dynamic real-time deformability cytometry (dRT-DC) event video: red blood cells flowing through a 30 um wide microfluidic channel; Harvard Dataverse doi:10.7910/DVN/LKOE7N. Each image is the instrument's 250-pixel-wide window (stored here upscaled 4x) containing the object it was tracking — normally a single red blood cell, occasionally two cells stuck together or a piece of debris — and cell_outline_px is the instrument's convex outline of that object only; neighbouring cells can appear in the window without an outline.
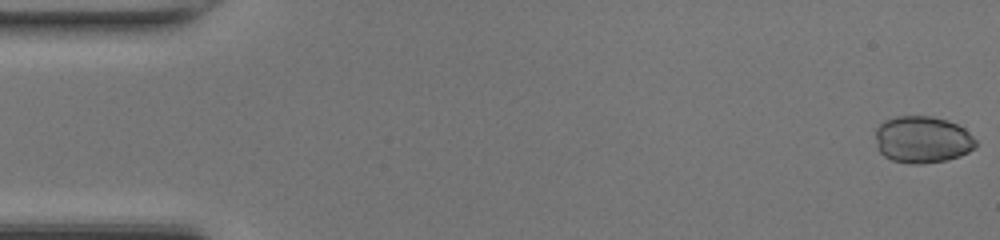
{"species": "common noctule bat (a hibernating species)", "species_latin": "Nyctalus noctula", "temperature_condition": "room temperature", "stored_images_in_passage": 48, "camera_frame_rate_fps": 3000, "um_per_image_px": 0.085, "animal": {"sex": "female", "body_mass_g": 17.0, "forearm_length_mm": 48.0}, "frame": {"image": 1, "passage_image": 1, "time_ms": 0.0, "image_size_px": [1000, 240], "cell_outline_px": [[976, 148], [960, 156], [944, 160], [920, 164], [912, 164], [892, 160], [884, 156], [876, 148], [876, 128], [884, 120], [896, 116], [932, 116], [948, 120], [964, 128], [976, 140]], "centroid_in_image_um": [78.39, 11.86], "position_along_channel_um": 6.6, "area_um2": 27.57}}
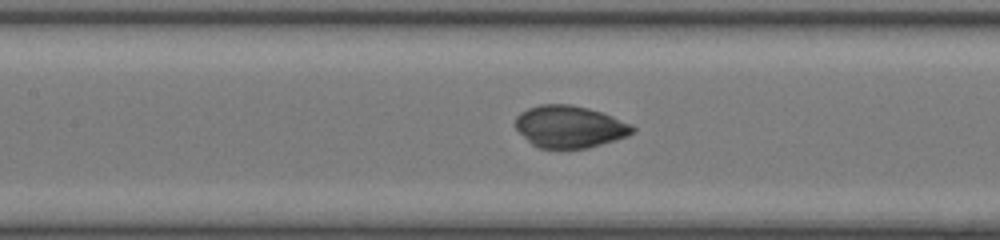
{"frame": {"image": 2, "passage_image": 22, "time_ms": 7.0, "image_size_px": [1000, 240], "cell_outline_px": [[636, 132], [628, 136], [616, 140], [588, 148], [540, 148], [532, 144], [516, 128], [516, 116], [520, 112], [528, 108], [540, 104], [572, 104], [588, 108], [612, 116], [632, 124], [636, 128]], "centroid_in_image_um": [48.45, 10.76], "position_along_channel_um": 158.9, "area_um2": 28.78}}
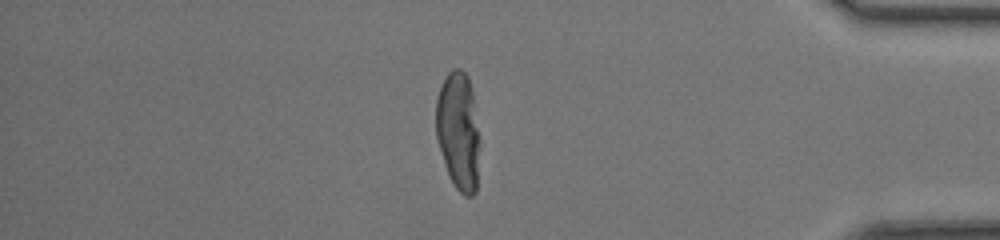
{"frame": {"image": 3, "passage_image": 41, "time_ms": 13.333, "image_size_px": [1000, 240], "cell_outline_px": [[480, 144], [476, 192], [472, 196], [464, 196], [452, 184], [448, 176], [444, 164], [436, 136], [436, 96], [448, 72], [452, 68], [460, 68], [468, 76], [472, 92], [480, 140]], "centroid_in_image_um": [38.96, 11.17], "position_along_channel_um": 396.2, "area_um2": 30.52}, "authors_computed_cell_mechanics": {"area_um2": 29.189, "velocity_mm_per_s": 4.3327, "shape_relaxation_time_tau1_ms": 7.5931, "shape_relaxation_time_tau2_ms": null, "deformation_change_tau1": 0.1791, "deformation_change_tau2": null}}